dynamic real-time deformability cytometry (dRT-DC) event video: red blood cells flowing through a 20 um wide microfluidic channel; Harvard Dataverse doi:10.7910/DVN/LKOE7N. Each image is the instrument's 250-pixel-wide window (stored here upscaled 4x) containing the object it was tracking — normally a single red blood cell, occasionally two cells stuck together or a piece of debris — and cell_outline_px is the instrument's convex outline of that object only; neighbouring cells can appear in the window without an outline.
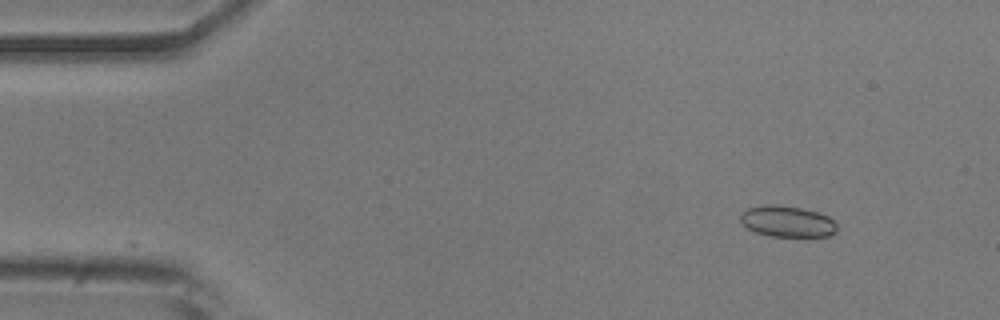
{"species": "common noctule bat (a hibernating species)", "species_latin": "Nyctalus noctula", "temperature_condition": "room temperature", "stored_images_in_passage": 23, "camera_frame_rate_fps": 3000, "um_per_image_px": 0.085, "animal": {"sex": "male", "body_mass_g": 20.5, "forearm_length_mm": 52.5}, "frame": {"image": 1, "passage_image": 1, "time_ms": 0.0, "image_size_px": [1000, 320], "cell_outline_px": [[836, 232], [828, 236], [808, 240], [772, 236], [756, 232], [748, 228], [740, 220], [740, 216], [748, 208], [772, 204], [776, 204], [800, 208], [816, 212], [828, 216], [836, 224]], "centroid_in_image_um": [66.99, 18.88], "position_along_channel_um": 18.0, "area_um2": 17.98}}
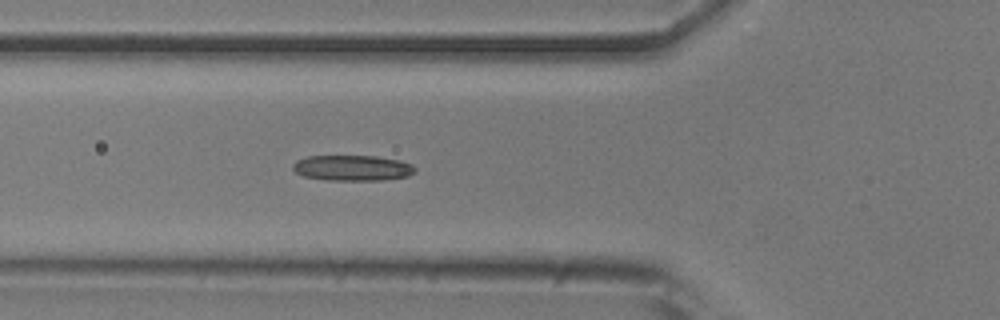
{"frame": {"image": 2, "passage_image": 14, "time_ms": 4.333, "image_size_px": [1000, 320], "cell_outline_px": [[416, 172], [408, 176], [384, 180], [328, 180], [304, 176], [296, 172], [292, 168], [292, 164], [296, 160], [308, 156], [376, 156], [400, 160], [412, 164], [416, 168]], "centroid_in_image_um": [29.98, 14.27], "position_along_channel_um": 95.8, "area_um2": 18.32}}
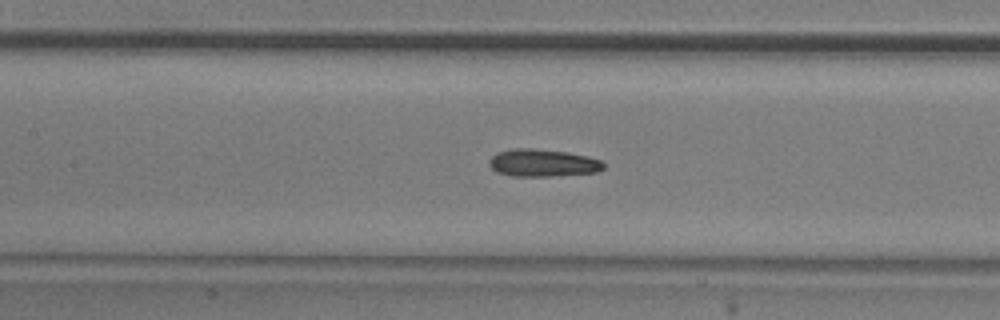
{"frame": {"image": 3, "passage_image": 19, "time_ms": 6.0, "image_size_px": [1000, 320], "cell_outline_px": [[604, 168], [596, 172], [552, 176], [512, 176], [496, 172], [488, 164], [488, 160], [496, 152], [512, 148], [532, 148], [568, 152], [588, 156], [600, 160], [604, 164]], "centroid_in_image_um": [46.09, 13.84], "position_along_channel_um": 161.3, "area_um2": 18.44}}